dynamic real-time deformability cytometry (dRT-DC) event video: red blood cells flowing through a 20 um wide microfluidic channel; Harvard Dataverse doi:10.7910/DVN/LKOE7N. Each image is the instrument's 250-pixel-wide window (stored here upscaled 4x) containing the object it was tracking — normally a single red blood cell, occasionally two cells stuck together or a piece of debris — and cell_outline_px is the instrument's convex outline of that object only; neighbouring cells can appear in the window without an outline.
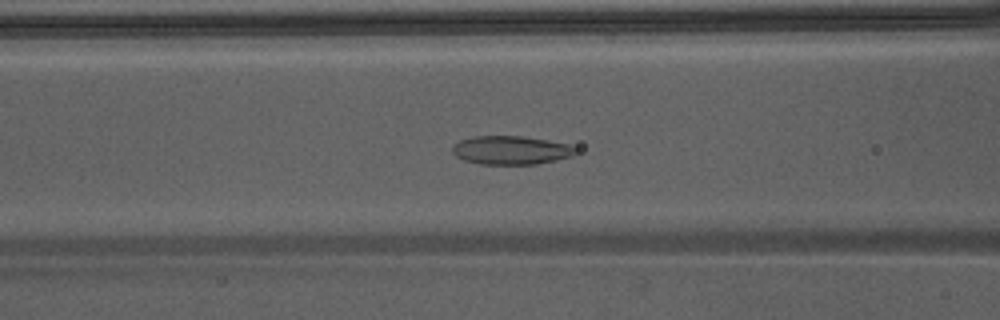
{"species": "Egyptian fruit bat (a non-hibernating species)", "species_latin": "Rousettus aegyptiacus", "temperature_condition": "warm", "stored_images_in_passage": 47, "camera_frame_rate_fps": 3000, "um_per_image_px": 0.085, "animal": {"sex": "male"}, "frame": {"image": 1, "passage_image": 20, "time_ms": 6.333, "image_size_px": [1000, 320], "cell_outline_px": [[576, 152], [572, 156], [556, 160], [536, 164], [480, 164], [464, 160], [456, 156], [452, 152], [452, 148], [460, 140], [472, 136], [524, 136], [572, 144], [576, 148]], "centroid_in_image_um": [43.46, 12.76], "position_along_channel_um": 123.1, "area_um2": 20.63}}
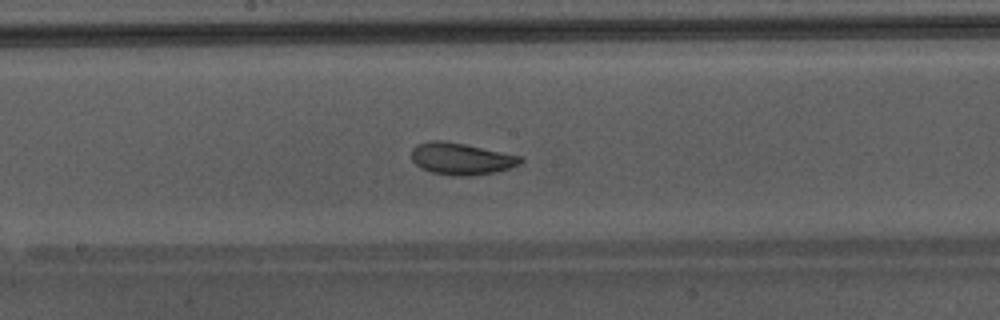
{"frame": {"image": 2, "passage_image": 26, "time_ms": 8.333, "image_size_px": [1000, 320], "cell_outline_px": [[524, 160], [520, 164], [496, 172], [472, 176], [452, 176], [432, 172], [420, 168], [412, 160], [412, 148], [416, 144], [432, 140], [440, 140], [464, 144], [524, 156]], "centroid_in_image_um": [39.22, 13.5], "position_along_channel_um": 209.0, "area_um2": 20.4}}
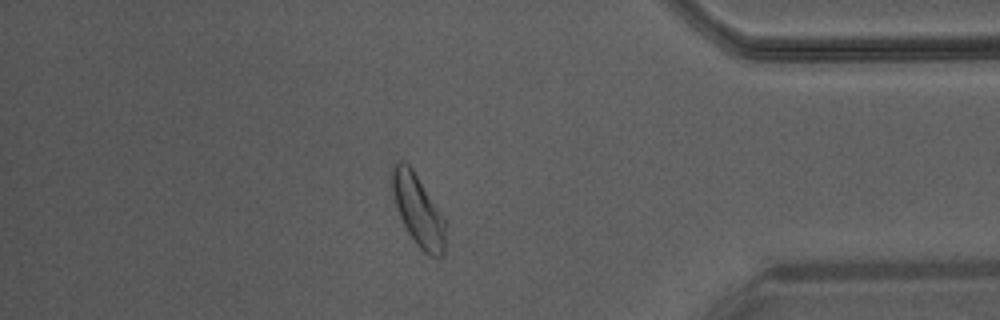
{"frame": {"image": 3, "passage_image": 41, "time_ms": 13.333, "image_size_px": [1000, 320], "cell_outline_px": [[444, 256], [432, 256], [424, 252], [416, 244], [408, 232], [400, 216], [396, 204], [392, 188], [392, 168], [400, 160], [404, 160], [412, 168], [444, 216]], "centroid_in_image_um": [35.55, 17.86], "position_along_channel_um": 399.7, "area_um2": 21.68}, "authors_computed_cell_mechanics": {"area_um2": 22.5998, "velocity_mm_per_s": 4.3004, "shape_relaxation_time_tau1_ms": 3.7142, "shape_relaxation_time_tau2_ms": 1.2128, "deformation_change_tau1": 0.1117, "deformation_change_tau2": 0.0754}}